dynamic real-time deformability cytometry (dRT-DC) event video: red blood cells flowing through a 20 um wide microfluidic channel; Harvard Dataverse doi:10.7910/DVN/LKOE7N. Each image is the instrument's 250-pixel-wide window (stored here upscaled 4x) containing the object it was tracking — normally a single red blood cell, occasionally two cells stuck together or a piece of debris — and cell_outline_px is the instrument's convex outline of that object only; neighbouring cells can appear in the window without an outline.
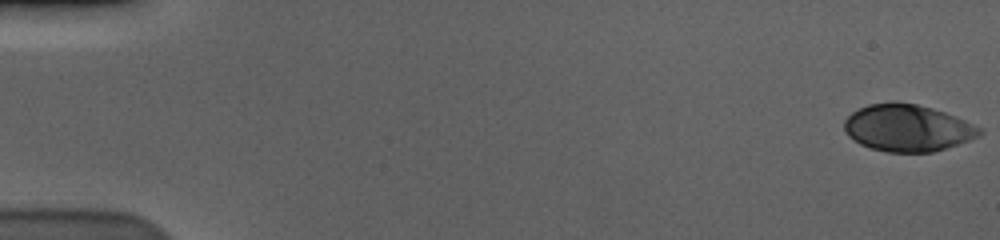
{"species": "human", "species_latin": "Homo sapiens", "temperature_condition": "cold", "stored_images_in_passage": 58, "camera_frame_rate_fps": 3000, "um_per_image_px": 0.085, "donor": {"sex": "male"}, "frame": {"image": 1, "passage_image": 1, "time_ms": 0.0, "image_size_px": [1000, 240], "cell_outline_px": [[984, 132], [980, 136], [932, 152], [888, 152], [872, 148], [860, 144], [848, 136], [844, 132], [844, 120], [852, 112], [868, 104], [892, 100], [896, 100], [916, 104], [932, 108], [956, 116], [984, 128]], "centroid_in_image_um": [77.14, 10.85], "position_along_channel_um": 7.9, "area_um2": 37.28}}
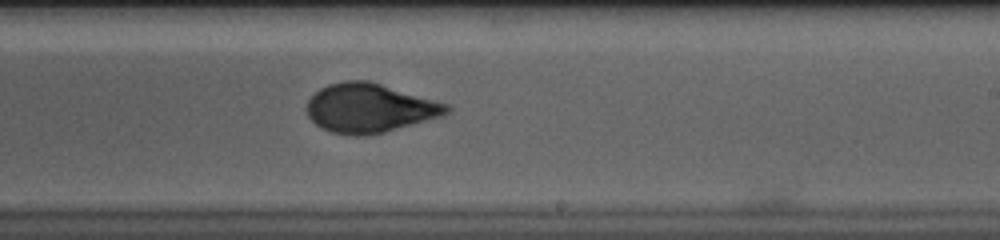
{"frame": {"image": 2, "passage_image": 36, "time_ms": 11.667, "image_size_px": [1000, 240], "cell_outline_px": [[452, 108], [444, 116], [384, 132], [364, 136], [352, 136], [332, 132], [320, 128], [308, 116], [308, 100], [320, 88], [328, 84], [344, 80], [368, 80], [452, 104]], "centroid_in_image_um": [31.47, 9.18], "position_along_channel_um": 257.5, "area_um2": 40.29}}
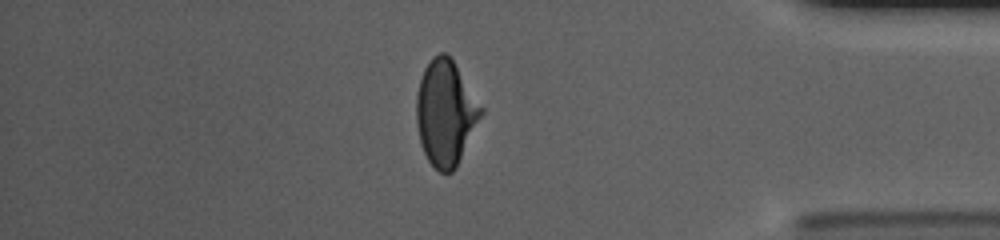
{"frame": {"image": 3, "passage_image": 50, "time_ms": 16.333, "image_size_px": [1000, 240], "cell_outline_px": [[484, 112], [456, 168], [452, 172], [440, 172], [428, 160], [424, 152], [420, 140], [416, 124], [416, 96], [420, 80], [424, 68], [432, 56], [440, 52], [444, 52], [452, 60], [484, 108]], "centroid_in_image_um": [37.88, 9.59], "position_along_channel_um": 397.3, "area_um2": 39.54}, "authors_computed_cell_mechanics": {"area_um2": 39.3329, "velocity_mm_per_s": 3.5973, "shape_relaxation_time_tau1_ms": 5.5136, "shape_relaxation_time_tau2_ms": 0.9325, "deformation_change_tau1": 0.1881, "deformation_change_tau2": 0.0441}}